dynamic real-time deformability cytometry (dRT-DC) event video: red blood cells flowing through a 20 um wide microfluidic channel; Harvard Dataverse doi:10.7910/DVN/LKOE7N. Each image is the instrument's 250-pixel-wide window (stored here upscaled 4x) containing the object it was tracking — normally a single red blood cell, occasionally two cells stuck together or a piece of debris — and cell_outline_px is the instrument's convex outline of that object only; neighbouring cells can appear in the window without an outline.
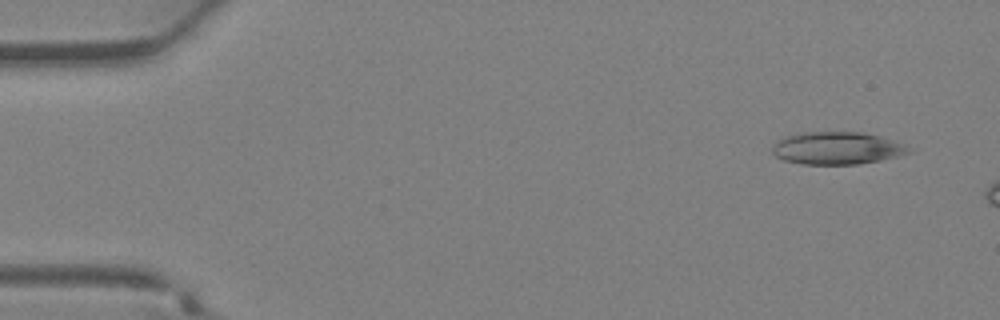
{"species": "Egyptian fruit bat (a non-hibernating species)", "species_latin": "Rousettus aegyptiacus", "temperature_condition": "warm", "stored_images_in_passage": 7, "camera_frame_rate_fps": 3000, "um_per_image_px": 0.085, "animal": {"sex": "female"}, "frame": {"image": 1, "passage_image": 3, "time_ms": 0.667, "image_size_px": [1000, 320], "cell_outline_px": [[912, 152], [880, 160], [856, 164], [800, 164], [784, 160], [776, 156], [772, 152], [772, 148], [776, 140], [784, 136], [808, 132], [864, 132], [880, 136], [904, 144]], "centroid_in_image_um": [71.11, 12.59], "position_along_channel_um": 13.9, "area_um2": 25.72}}